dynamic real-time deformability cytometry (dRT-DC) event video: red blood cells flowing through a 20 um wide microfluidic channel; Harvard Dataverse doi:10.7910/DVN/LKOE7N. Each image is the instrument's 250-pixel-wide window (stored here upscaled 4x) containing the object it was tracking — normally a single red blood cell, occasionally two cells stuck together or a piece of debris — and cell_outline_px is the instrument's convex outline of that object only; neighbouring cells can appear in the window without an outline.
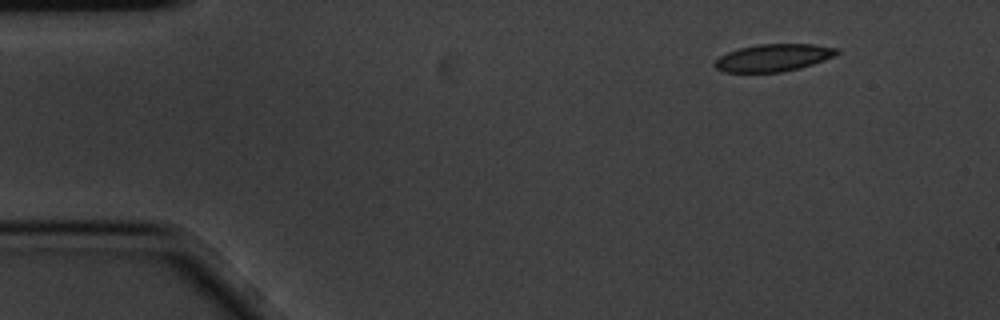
{"species": "common noctule bat (a hibernating species)", "species_latin": "Nyctalus noctula", "temperature_condition": "cold", "stored_images_in_passage": 4, "camera_frame_rate_fps": 3000, "um_per_image_px": 0.085, "animal": {"sex": "male", "body_mass_g": 20.1, "forearm_length_mm": 53.5}, "frame": {"image": 1, "passage_image": 1, "time_ms": 0.0, "image_size_px": [1000, 320], "cell_outline_px": [[840, 52], [832, 56], [812, 64], [800, 68], [780, 72], [724, 72], [716, 68], [712, 64], [720, 56], [728, 52], [740, 48], [756, 44], [816, 44], [840, 48]], "centroid_in_image_um": [65.73, 4.9], "position_along_channel_um": 19.3, "area_um2": 19.42}}
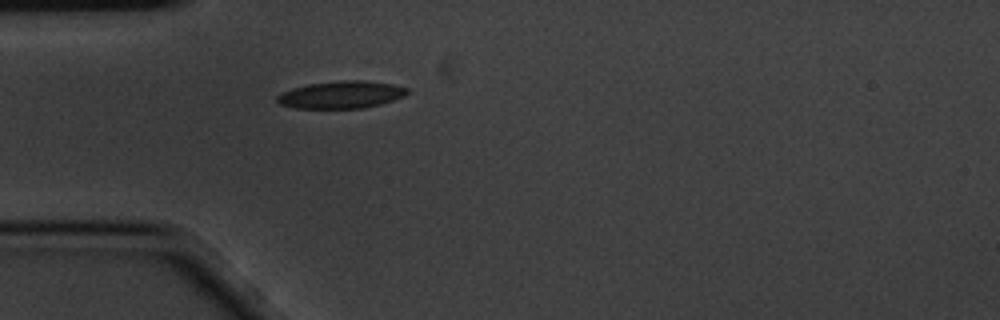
{"frame": {"image": 2, "passage_image": 4, "time_ms": 1.0, "image_size_px": [1000, 320], "cell_outline_px": [[408, 92], [404, 96], [380, 104], [364, 108], [296, 108], [280, 104], [276, 100], [276, 96], [280, 92], [292, 88], [308, 84], [340, 80], [368, 80], [396, 84], [408, 88]], "centroid_in_image_um": [29.01, 8.03], "position_along_channel_um": 56.0, "area_um2": 20.92}}